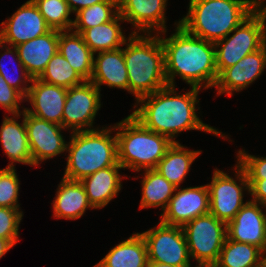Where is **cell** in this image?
Instances as JSON below:
<instances>
[{
  "instance_id": "obj_1",
  "label": "cell",
  "mask_w": 266,
  "mask_h": 267,
  "mask_svg": "<svg viewBox=\"0 0 266 267\" xmlns=\"http://www.w3.org/2000/svg\"><path fill=\"white\" fill-rule=\"evenodd\" d=\"M198 88L178 95L175 86L167 85L152 94L142 96L136 101L140 107L132 112L145 128L168 137L173 143L175 136L182 131L199 130L225 137L218 129L202 122L196 114Z\"/></svg>"
},
{
  "instance_id": "obj_2",
  "label": "cell",
  "mask_w": 266,
  "mask_h": 267,
  "mask_svg": "<svg viewBox=\"0 0 266 267\" xmlns=\"http://www.w3.org/2000/svg\"><path fill=\"white\" fill-rule=\"evenodd\" d=\"M175 25L174 34L169 38L160 37L167 84L175 86L174 78L178 75L191 87H214L218 79L215 44L190 34L179 22Z\"/></svg>"
},
{
  "instance_id": "obj_3",
  "label": "cell",
  "mask_w": 266,
  "mask_h": 267,
  "mask_svg": "<svg viewBox=\"0 0 266 267\" xmlns=\"http://www.w3.org/2000/svg\"><path fill=\"white\" fill-rule=\"evenodd\" d=\"M257 7L258 0H190L188 13L179 25L190 34L215 43L228 36Z\"/></svg>"
},
{
  "instance_id": "obj_4",
  "label": "cell",
  "mask_w": 266,
  "mask_h": 267,
  "mask_svg": "<svg viewBox=\"0 0 266 267\" xmlns=\"http://www.w3.org/2000/svg\"><path fill=\"white\" fill-rule=\"evenodd\" d=\"M131 33L124 45L128 92L138 100L167 86L164 50L157 35ZM152 36V37H151ZM128 41V42H127Z\"/></svg>"
},
{
  "instance_id": "obj_5",
  "label": "cell",
  "mask_w": 266,
  "mask_h": 267,
  "mask_svg": "<svg viewBox=\"0 0 266 267\" xmlns=\"http://www.w3.org/2000/svg\"><path fill=\"white\" fill-rule=\"evenodd\" d=\"M112 128V129H111ZM114 126L71 132L67 144L68 156L63 178L81 181L100 169L118 163L117 138L111 136Z\"/></svg>"
},
{
  "instance_id": "obj_6",
  "label": "cell",
  "mask_w": 266,
  "mask_h": 267,
  "mask_svg": "<svg viewBox=\"0 0 266 267\" xmlns=\"http://www.w3.org/2000/svg\"><path fill=\"white\" fill-rule=\"evenodd\" d=\"M118 163L133 171L155 169L173 142L145 128L131 114L116 123Z\"/></svg>"
},
{
  "instance_id": "obj_7",
  "label": "cell",
  "mask_w": 266,
  "mask_h": 267,
  "mask_svg": "<svg viewBox=\"0 0 266 267\" xmlns=\"http://www.w3.org/2000/svg\"><path fill=\"white\" fill-rule=\"evenodd\" d=\"M263 3L264 0H258V7L231 32L233 35L214 43L218 75L266 43V6Z\"/></svg>"
},
{
  "instance_id": "obj_8",
  "label": "cell",
  "mask_w": 266,
  "mask_h": 267,
  "mask_svg": "<svg viewBox=\"0 0 266 267\" xmlns=\"http://www.w3.org/2000/svg\"><path fill=\"white\" fill-rule=\"evenodd\" d=\"M190 258L198 265H214L227 238V225L213 214L198 216L183 227Z\"/></svg>"
},
{
  "instance_id": "obj_9",
  "label": "cell",
  "mask_w": 266,
  "mask_h": 267,
  "mask_svg": "<svg viewBox=\"0 0 266 267\" xmlns=\"http://www.w3.org/2000/svg\"><path fill=\"white\" fill-rule=\"evenodd\" d=\"M235 176L238 182L227 173L214 170L209 190L210 213L226 224L234 219L238 211L247 203L243 202V190L249 193V183L245 170L237 163Z\"/></svg>"
},
{
  "instance_id": "obj_10",
  "label": "cell",
  "mask_w": 266,
  "mask_h": 267,
  "mask_svg": "<svg viewBox=\"0 0 266 267\" xmlns=\"http://www.w3.org/2000/svg\"><path fill=\"white\" fill-rule=\"evenodd\" d=\"M145 240L148 261L176 267H191L190 254L182 227L166 225L140 233Z\"/></svg>"
},
{
  "instance_id": "obj_11",
  "label": "cell",
  "mask_w": 266,
  "mask_h": 267,
  "mask_svg": "<svg viewBox=\"0 0 266 267\" xmlns=\"http://www.w3.org/2000/svg\"><path fill=\"white\" fill-rule=\"evenodd\" d=\"M100 91L90 81L68 88L62 116V127L72 129V132L95 129L93 128V122L101 108Z\"/></svg>"
},
{
  "instance_id": "obj_12",
  "label": "cell",
  "mask_w": 266,
  "mask_h": 267,
  "mask_svg": "<svg viewBox=\"0 0 266 267\" xmlns=\"http://www.w3.org/2000/svg\"><path fill=\"white\" fill-rule=\"evenodd\" d=\"M22 116H24L33 165H39L42 161L67 150L68 143L61 134V130L64 129L61 125L37 118L25 109Z\"/></svg>"
},
{
  "instance_id": "obj_13",
  "label": "cell",
  "mask_w": 266,
  "mask_h": 267,
  "mask_svg": "<svg viewBox=\"0 0 266 267\" xmlns=\"http://www.w3.org/2000/svg\"><path fill=\"white\" fill-rule=\"evenodd\" d=\"M1 26L0 42L14 47L51 30L32 0L25 2Z\"/></svg>"
},
{
  "instance_id": "obj_14",
  "label": "cell",
  "mask_w": 266,
  "mask_h": 267,
  "mask_svg": "<svg viewBox=\"0 0 266 267\" xmlns=\"http://www.w3.org/2000/svg\"><path fill=\"white\" fill-rule=\"evenodd\" d=\"M207 213H210L207 185L183 189L178 187L166 209L161 213L160 222L166 225L183 227L194 218Z\"/></svg>"
},
{
  "instance_id": "obj_15",
  "label": "cell",
  "mask_w": 266,
  "mask_h": 267,
  "mask_svg": "<svg viewBox=\"0 0 266 267\" xmlns=\"http://www.w3.org/2000/svg\"><path fill=\"white\" fill-rule=\"evenodd\" d=\"M261 207L266 208V206L248 200L234 219L226 224L227 238L255 245L264 252L266 249V213L262 212Z\"/></svg>"
},
{
  "instance_id": "obj_16",
  "label": "cell",
  "mask_w": 266,
  "mask_h": 267,
  "mask_svg": "<svg viewBox=\"0 0 266 267\" xmlns=\"http://www.w3.org/2000/svg\"><path fill=\"white\" fill-rule=\"evenodd\" d=\"M266 68V43L235 65L224 69L219 75L214 87L218 90L219 94L226 93L232 96V93L239 92L248 87L262 74Z\"/></svg>"
},
{
  "instance_id": "obj_17",
  "label": "cell",
  "mask_w": 266,
  "mask_h": 267,
  "mask_svg": "<svg viewBox=\"0 0 266 267\" xmlns=\"http://www.w3.org/2000/svg\"><path fill=\"white\" fill-rule=\"evenodd\" d=\"M25 101L34 109L24 108L29 114L62 126V116L66 100L67 88L46 83L33 78Z\"/></svg>"
},
{
  "instance_id": "obj_18",
  "label": "cell",
  "mask_w": 266,
  "mask_h": 267,
  "mask_svg": "<svg viewBox=\"0 0 266 267\" xmlns=\"http://www.w3.org/2000/svg\"><path fill=\"white\" fill-rule=\"evenodd\" d=\"M168 0H118L119 14L124 21L133 24L136 29L132 33L150 34L166 31L165 9ZM139 29L137 32L136 30ZM160 32H159V31Z\"/></svg>"
},
{
  "instance_id": "obj_19",
  "label": "cell",
  "mask_w": 266,
  "mask_h": 267,
  "mask_svg": "<svg viewBox=\"0 0 266 267\" xmlns=\"http://www.w3.org/2000/svg\"><path fill=\"white\" fill-rule=\"evenodd\" d=\"M60 30L48 33L16 46L19 59L32 78H39L48 62L58 52Z\"/></svg>"
},
{
  "instance_id": "obj_20",
  "label": "cell",
  "mask_w": 266,
  "mask_h": 267,
  "mask_svg": "<svg viewBox=\"0 0 266 267\" xmlns=\"http://www.w3.org/2000/svg\"><path fill=\"white\" fill-rule=\"evenodd\" d=\"M95 86L119 88L128 91V74L125 65L124 48L98 52L93 61V73L90 79Z\"/></svg>"
},
{
  "instance_id": "obj_21",
  "label": "cell",
  "mask_w": 266,
  "mask_h": 267,
  "mask_svg": "<svg viewBox=\"0 0 266 267\" xmlns=\"http://www.w3.org/2000/svg\"><path fill=\"white\" fill-rule=\"evenodd\" d=\"M119 169L123 167L114 165L100 169L80 181L93 209L103 208L118 195L122 188L121 179H123Z\"/></svg>"
},
{
  "instance_id": "obj_22",
  "label": "cell",
  "mask_w": 266,
  "mask_h": 267,
  "mask_svg": "<svg viewBox=\"0 0 266 267\" xmlns=\"http://www.w3.org/2000/svg\"><path fill=\"white\" fill-rule=\"evenodd\" d=\"M21 114H16L13 117L3 119L0 129V142L11 163L7 167L14 168V162L33 165L31 151L29 147L25 121L21 124L15 118H19Z\"/></svg>"
},
{
  "instance_id": "obj_23",
  "label": "cell",
  "mask_w": 266,
  "mask_h": 267,
  "mask_svg": "<svg viewBox=\"0 0 266 267\" xmlns=\"http://www.w3.org/2000/svg\"><path fill=\"white\" fill-rule=\"evenodd\" d=\"M87 208L93 207L83 184L62 178L53 201V216L75 220L83 216Z\"/></svg>"
},
{
  "instance_id": "obj_24",
  "label": "cell",
  "mask_w": 266,
  "mask_h": 267,
  "mask_svg": "<svg viewBox=\"0 0 266 267\" xmlns=\"http://www.w3.org/2000/svg\"><path fill=\"white\" fill-rule=\"evenodd\" d=\"M58 52L85 81H90L93 73L94 53L86 45L81 34L73 30L60 31Z\"/></svg>"
},
{
  "instance_id": "obj_25",
  "label": "cell",
  "mask_w": 266,
  "mask_h": 267,
  "mask_svg": "<svg viewBox=\"0 0 266 267\" xmlns=\"http://www.w3.org/2000/svg\"><path fill=\"white\" fill-rule=\"evenodd\" d=\"M148 253L144 238L134 233L113 247L108 254L93 267H147Z\"/></svg>"
},
{
  "instance_id": "obj_26",
  "label": "cell",
  "mask_w": 266,
  "mask_h": 267,
  "mask_svg": "<svg viewBox=\"0 0 266 267\" xmlns=\"http://www.w3.org/2000/svg\"><path fill=\"white\" fill-rule=\"evenodd\" d=\"M201 152L188 150L179 142H174L158 162L155 170L178 188L190 171L193 161Z\"/></svg>"
},
{
  "instance_id": "obj_27",
  "label": "cell",
  "mask_w": 266,
  "mask_h": 267,
  "mask_svg": "<svg viewBox=\"0 0 266 267\" xmlns=\"http://www.w3.org/2000/svg\"><path fill=\"white\" fill-rule=\"evenodd\" d=\"M119 21H124L120 14L111 21L85 29L81 33L84 42L94 54L101 51L116 50L122 45L124 46L127 38L123 35Z\"/></svg>"
},
{
  "instance_id": "obj_28",
  "label": "cell",
  "mask_w": 266,
  "mask_h": 267,
  "mask_svg": "<svg viewBox=\"0 0 266 267\" xmlns=\"http://www.w3.org/2000/svg\"><path fill=\"white\" fill-rule=\"evenodd\" d=\"M264 252L255 245L226 238L215 267H263Z\"/></svg>"
},
{
  "instance_id": "obj_29",
  "label": "cell",
  "mask_w": 266,
  "mask_h": 267,
  "mask_svg": "<svg viewBox=\"0 0 266 267\" xmlns=\"http://www.w3.org/2000/svg\"><path fill=\"white\" fill-rule=\"evenodd\" d=\"M144 171V178L141 181L142 198L139 208L160 206L162 211H164L177 187L171 184L155 169Z\"/></svg>"
},
{
  "instance_id": "obj_30",
  "label": "cell",
  "mask_w": 266,
  "mask_h": 267,
  "mask_svg": "<svg viewBox=\"0 0 266 267\" xmlns=\"http://www.w3.org/2000/svg\"><path fill=\"white\" fill-rule=\"evenodd\" d=\"M119 14L118 0H106L81 9L75 15L72 30L81 34L85 29L113 20Z\"/></svg>"
},
{
  "instance_id": "obj_31",
  "label": "cell",
  "mask_w": 266,
  "mask_h": 267,
  "mask_svg": "<svg viewBox=\"0 0 266 267\" xmlns=\"http://www.w3.org/2000/svg\"><path fill=\"white\" fill-rule=\"evenodd\" d=\"M39 79L46 83L65 87L67 89L85 82L59 52L48 62L45 71L41 74Z\"/></svg>"
},
{
  "instance_id": "obj_32",
  "label": "cell",
  "mask_w": 266,
  "mask_h": 267,
  "mask_svg": "<svg viewBox=\"0 0 266 267\" xmlns=\"http://www.w3.org/2000/svg\"><path fill=\"white\" fill-rule=\"evenodd\" d=\"M51 29L60 31L72 30L74 20L69 16L73 13L66 0H32Z\"/></svg>"
},
{
  "instance_id": "obj_33",
  "label": "cell",
  "mask_w": 266,
  "mask_h": 267,
  "mask_svg": "<svg viewBox=\"0 0 266 267\" xmlns=\"http://www.w3.org/2000/svg\"><path fill=\"white\" fill-rule=\"evenodd\" d=\"M4 45H5L4 43L0 42V48L2 47L1 50L3 51L4 48L6 49V51L0 55V75L5 79V81L9 84V86L13 87L17 91H19L24 97H26L28 90L31 86V85H26V82H29L31 84L33 78L27 73L24 65L20 61L17 48L14 46H11L9 48L7 45L5 46ZM8 55H12L14 57L16 56L15 58H16V61L18 62V65H15V66L16 68L19 67L18 69H21L20 70L21 74L19 76L17 75V78L14 76H10L9 72L5 68V65L2 63V60L5 58L4 56H8ZM14 70L15 69H13V71Z\"/></svg>"
},
{
  "instance_id": "obj_34",
  "label": "cell",
  "mask_w": 266,
  "mask_h": 267,
  "mask_svg": "<svg viewBox=\"0 0 266 267\" xmlns=\"http://www.w3.org/2000/svg\"><path fill=\"white\" fill-rule=\"evenodd\" d=\"M19 184L15 167L0 169V207L19 208Z\"/></svg>"
},
{
  "instance_id": "obj_35",
  "label": "cell",
  "mask_w": 266,
  "mask_h": 267,
  "mask_svg": "<svg viewBox=\"0 0 266 267\" xmlns=\"http://www.w3.org/2000/svg\"><path fill=\"white\" fill-rule=\"evenodd\" d=\"M19 208L0 207V237L13 246L19 242V224L23 212Z\"/></svg>"
},
{
  "instance_id": "obj_36",
  "label": "cell",
  "mask_w": 266,
  "mask_h": 267,
  "mask_svg": "<svg viewBox=\"0 0 266 267\" xmlns=\"http://www.w3.org/2000/svg\"><path fill=\"white\" fill-rule=\"evenodd\" d=\"M237 163L245 170L248 179H266V157H256L239 150Z\"/></svg>"
},
{
  "instance_id": "obj_37",
  "label": "cell",
  "mask_w": 266,
  "mask_h": 267,
  "mask_svg": "<svg viewBox=\"0 0 266 267\" xmlns=\"http://www.w3.org/2000/svg\"><path fill=\"white\" fill-rule=\"evenodd\" d=\"M25 97L16 89L9 86L5 79L0 75V106L12 113V115L21 114L19 102H24Z\"/></svg>"
},
{
  "instance_id": "obj_38",
  "label": "cell",
  "mask_w": 266,
  "mask_h": 267,
  "mask_svg": "<svg viewBox=\"0 0 266 267\" xmlns=\"http://www.w3.org/2000/svg\"><path fill=\"white\" fill-rule=\"evenodd\" d=\"M251 201L266 206V179H248Z\"/></svg>"
},
{
  "instance_id": "obj_39",
  "label": "cell",
  "mask_w": 266,
  "mask_h": 267,
  "mask_svg": "<svg viewBox=\"0 0 266 267\" xmlns=\"http://www.w3.org/2000/svg\"><path fill=\"white\" fill-rule=\"evenodd\" d=\"M105 1L106 0H66L71 11L75 14L81 9L88 8L89 6Z\"/></svg>"
},
{
  "instance_id": "obj_40",
  "label": "cell",
  "mask_w": 266,
  "mask_h": 267,
  "mask_svg": "<svg viewBox=\"0 0 266 267\" xmlns=\"http://www.w3.org/2000/svg\"><path fill=\"white\" fill-rule=\"evenodd\" d=\"M13 245L6 239L0 237V259L12 248Z\"/></svg>"
},
{
  "instance_id": "obj_41",
  "label": "cell",
  "mask_w": 266,
  "mask_h": 267,
  "mask_svg": "<svg viewBox=\"0 0 266 267\" xmlns=\"http://www.w3.org/2000/svg\"><path fill=\"white\" fill-rule=\"evenodd\" d=\"M147 267H176V266H172V265H169V264H163V263H157V262L148 261Z\"/></svg>"
},
{
  "instance_id": "obj_42",
  "label": "cell",
  "mask_w": 266,
  "mask_h": 267,
  "mask_svg": "<svg viewBox=\"0 0 266 267\" xmlns=\"http://www.w3.org/2000/svg\"><path fill=\"white\" fill-rule=\"evenodd\" d=\"M266 249L264 251V258H263V267H266Z\"/></svg>"
},
{
  "instance_id": "obj_43",
  "label": "cell",
  "mask_w": 266,
  "mask_h": 267,
  "mask_svg": "<svg viewBox=\"0 0 266 267\" xmlns=\"http://www.w3.org/2000/svg\"><path fill=\"white\" fill-rule=\"evenodd\" d=\"M196 267H215L214 265H198Z\"/></svg>"
}]
</instances>
